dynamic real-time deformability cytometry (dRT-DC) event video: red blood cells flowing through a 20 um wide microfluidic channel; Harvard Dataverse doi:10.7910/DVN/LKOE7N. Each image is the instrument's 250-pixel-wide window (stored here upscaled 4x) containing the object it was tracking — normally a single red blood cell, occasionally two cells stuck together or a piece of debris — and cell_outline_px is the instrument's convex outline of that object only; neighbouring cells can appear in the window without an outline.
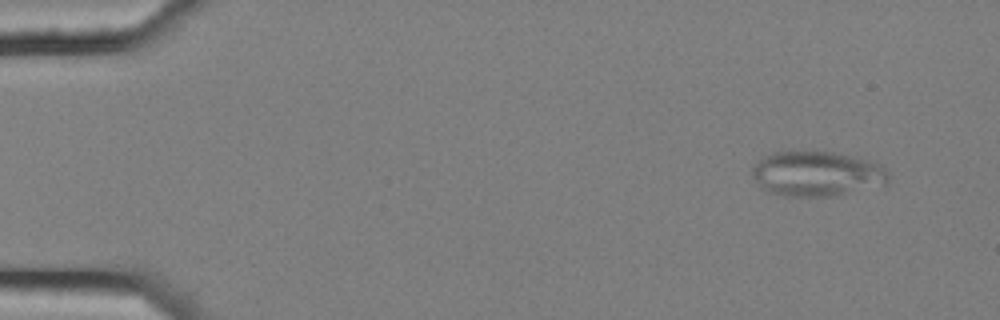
{"species": "common noctule bat (a hibernating species)", "species_latin": "Nyctalus noctula", "temperature_condition": "cold", "stored_images_in_passage": 4, "camera_frame_rate_fps": 3000, "um_per_image_px": 0.085, "animal": {"sex": "female", "body_mass_g": 25.1}, "frame": {"image": 1, "passage_image": 2, "time_ms": 0.333, "image_size_px": [1000, 320], "cell_outline_px": [[888, 180], [884, 184], [836, 196], [784, 196], [768, 192], [760, 188], [752, 176], [752, 168], [756, 160], [772, 152], [832, 152], [884, 164], [888, 172]], "centroid_in_image_um": [69.39, 14.78], "position_along_channel_um": 15.6, "area_um2": 35.84}}